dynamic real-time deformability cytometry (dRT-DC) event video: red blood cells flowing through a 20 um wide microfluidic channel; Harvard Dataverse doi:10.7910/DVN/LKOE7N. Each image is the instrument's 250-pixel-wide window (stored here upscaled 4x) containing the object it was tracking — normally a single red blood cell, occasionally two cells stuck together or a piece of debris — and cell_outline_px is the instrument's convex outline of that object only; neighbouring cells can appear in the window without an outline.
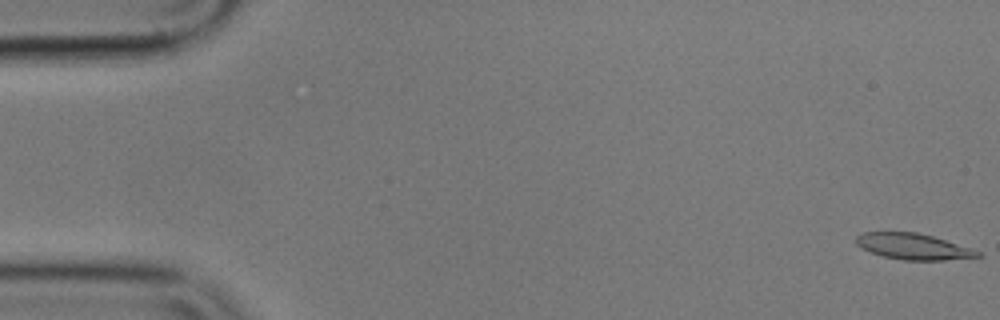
{"species": "common noctule bat (a hibernating species)", "species_latin": "Nyctalus noctula", "temperature_condition": "cold", "stored_images_in_passage": 56, "camera_frame_rate_fps": 3000, "um_per_image_px": 0.085, "animal": {"sex": "male", "body_mass_g": 17.9}, "frame": {"image": 1, "passage_image": 1, "time_ms": 0.0, "image_size_px": [1000, 320], "cell_outline_px": [[980, 256], [944, 260], [904, 260], [884, 256], [860, 248], [856, 244], [856, 236], [864, 232], [916, 232], [932, 236], [980, 252]], "centroid_in_image_um": [77.54, 20.95], "position_along_channel_um": 7.5, "area_um2": 17.98}}
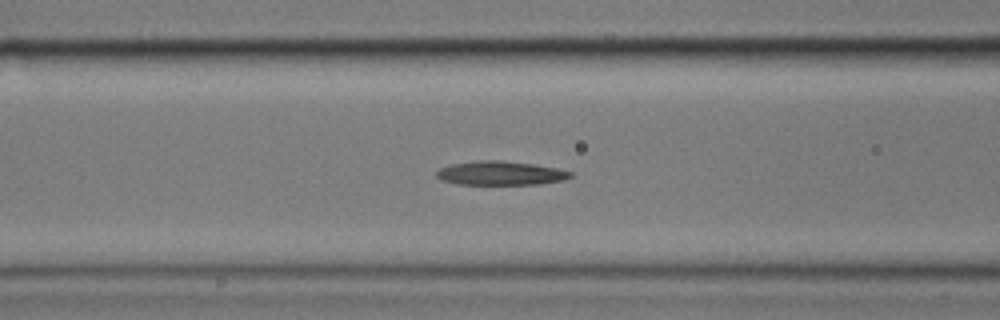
{"frame": {"image": 2, "passage_image": 22, "time_ms": 7.0, "image_size_px": [1000, 320], "cell_outline_px": [[572, 176], [564, 180], [540, 184], [456, 184], [440, 180], [436, 176], [436, 172], [440, 168], [452, 164], [480, 160], [500, 160], [532, 164], [560, 168], [572, 172]], "centroid_in_image_um": [42.55, 14.72], "position_along_channel_um": 124.0, "area_um2": 18.73}}
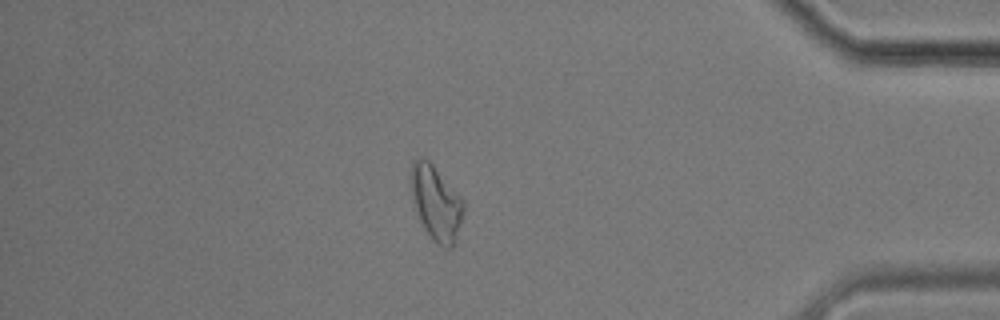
{"frame": {"image": 3, "passage_image": 48, "time_ms": 15.667, "image_size_px": [1000, 320], "cell_outline_px": [[464, 212], [452, 248], [444, 248], [432, 240], [424, 228], [416, 212], [412, 196], [412, 160], [416, 156], [424, 156], [432, 164], [464, 200]], "centroid_in_image_um": [37.07, 17.24], "position_along_channel_um": 398.1, "area_um2": 22.66}}